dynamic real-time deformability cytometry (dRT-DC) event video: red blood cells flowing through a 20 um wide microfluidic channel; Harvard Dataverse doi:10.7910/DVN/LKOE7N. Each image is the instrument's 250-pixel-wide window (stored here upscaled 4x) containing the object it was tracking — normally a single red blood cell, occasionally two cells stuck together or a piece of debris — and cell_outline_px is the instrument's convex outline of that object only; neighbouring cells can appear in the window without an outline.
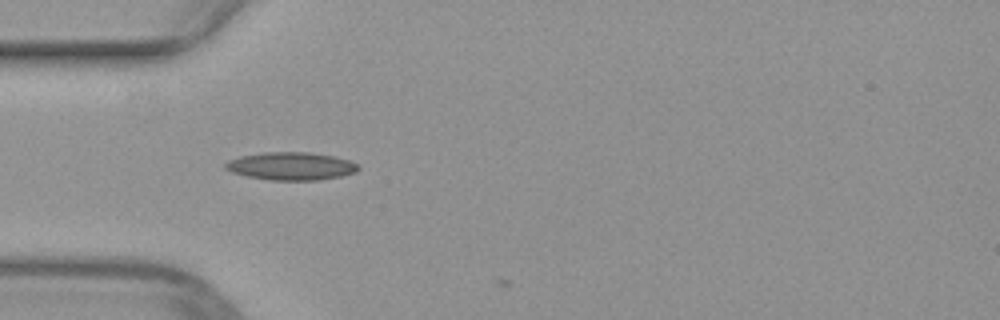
{"species": "common noctule bat (a hibernating species)", "species_latin": "Nyctalus noctula", "temperature_condition": "warm", "stored_images_in_passage": 10, "camera_frame_rate_fps": 3000, "um_per_image_px": 0.085, "animal": {"sex": "female", "body_mass_g": 29.2, "forearm_length_mm": 56.3}, "frame": {"image": 1, "passage_image": 1, "time_ms": 0.0, "image_size_px": [1000, 320], "cell_outline_px": [[360, 168], [356, 172], [340, 176], [320, 180], [272, 180], [248, 176], [232, 172], [224, 168], [224, 164], [228, 160], [240, 156], [264, 152], [308, 152], [336, 156], [348, 160], [356, 164]], "centroid_in_image_um": [24.74, 14.11], "position_along_channel_um": 60.3, "area_um2": 21.56}}
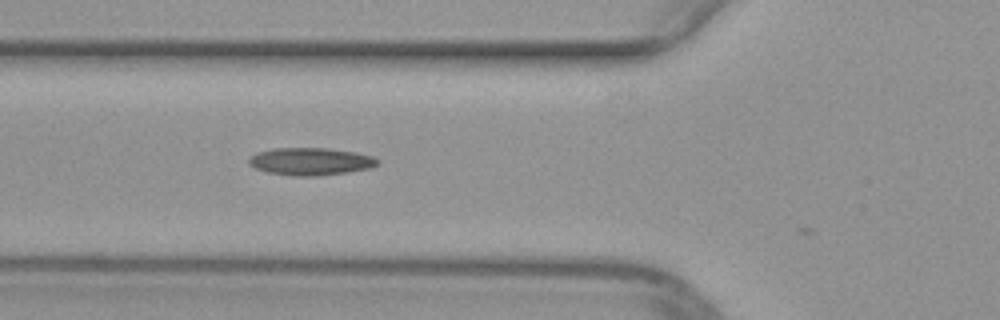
{"frame": {"image": 2, "passage_image": 4, "time_ms": 1.0, "image_size_px": [1000, 320], "cell_outline_px": [[380, 164], [372, 168], [348, 172], [316, 176], [292, 176], [268, 172], [256, 168], [248, 164], [248, 160], [252, 156], [260, 152], [272, 148], [328, 148], [356, 152], [372, 156], [380, 160]], "centroid_in_image_um": [26.46, 13.72], "position_along_channel_um": 99.3, "area_um2": 20.69}}
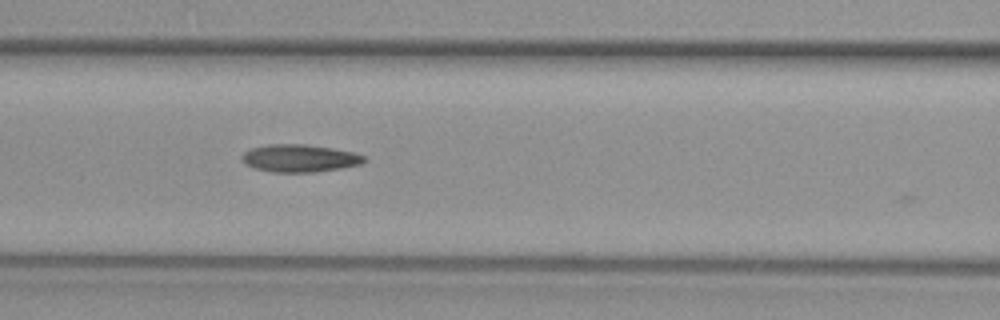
{"frame": {"image": 3, "passage_image": 7, "time_ms": 2.0, "image_size_px": [1000, 320], "cell_outline_px": [[368, 160], [360, 164], [340, 168], [312, 172], [272, 172], [252, 168], [244, 164], [240, 160], [240, 156], [244, 152], [252, 148], [268, 144], [308, 144], [332, 148], [352, 152], [364, 156]], "centroid_in_image_um": [25.41, 13.45], "position_along_channel_um": 141.2, "area_um2": 19.77}}